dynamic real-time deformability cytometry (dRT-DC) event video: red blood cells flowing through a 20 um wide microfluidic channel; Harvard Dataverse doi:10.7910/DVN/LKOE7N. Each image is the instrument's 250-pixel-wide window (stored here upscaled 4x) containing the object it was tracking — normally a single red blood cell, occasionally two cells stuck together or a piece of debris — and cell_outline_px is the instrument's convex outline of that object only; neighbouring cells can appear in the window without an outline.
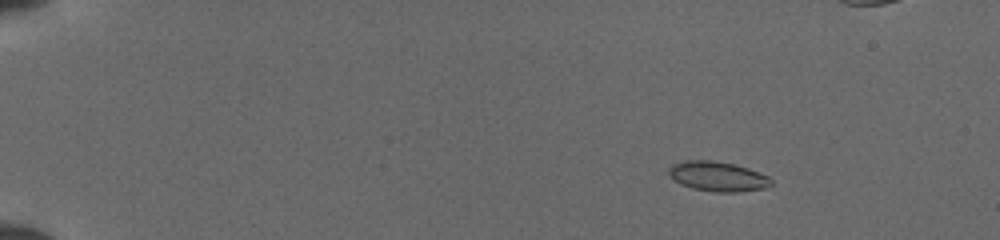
{"species": "common noctule bat (a hibernating species)", "species_latin": "Nyctalus noctula", "temperature_condition": "cold", "stored_images_in_passage": 52, "camera_frame_rate_fps": 3000, "um_per_image_px": 0.085, "animal": {"sex": "female", "body_mass_g": 19.5, "forearm_length_mm": 54.1}, "frame": {"image": 1, "passage_image": 8, "time_ms": 2.333, "image_size_px": [1000, 240], "cell_outline_px": [[772, 184], [764, 188], [736, 192], [716, 192], [692, 188], [680, 184], [668, 176], [668, 168], [672, 164], [684, 160], [712, 160], [736, 164], [748, 168], [768, 176], [772, 180]], "centroid_in_image_um": [60.97, 14.98], "position_along_channel_um": 24.0, "area_um2": 17.92}}
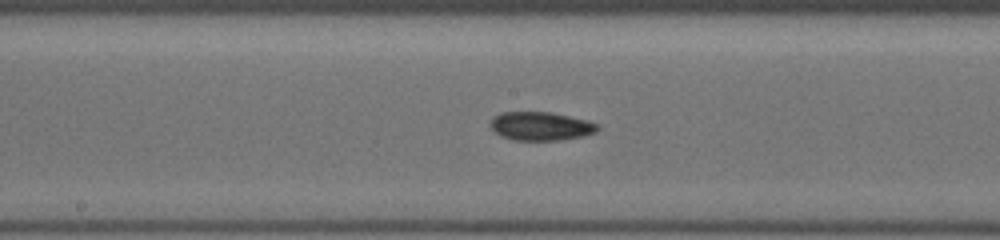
{"frame": {"image": 2, "passage_image": 29, "time_ms": 9.333, "image_size_px": [1000, 240], "cell_outline_px": [[600, 128], [596, 132], [584, 136], [560, 140], [512, 140], [500, 136], [488, 128], [488, 124], [492, 116], [500, 112], [552, 112], [588, 120], [600, 124]], "centroid_in_image_um": [45.93, 10.72], "position_along_channel_um": 202.3, "area_um2": 18.38}}
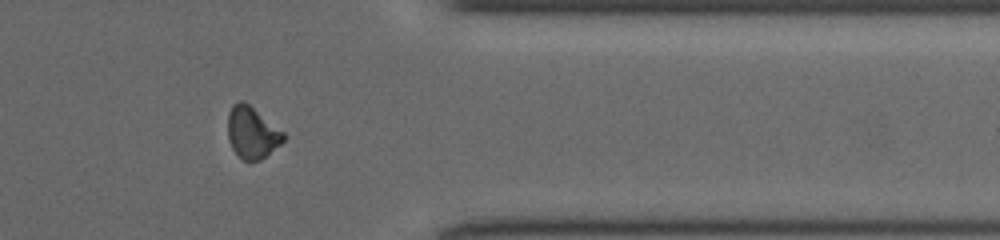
{"frame": {"image": 3, "passage_image": 43, "time_ms": 14.0, "image_size_px": [1000, 240], "cell_outline_px": [[284, 140], [280, 144], [260, 160], [244, 160], [232, 148], [228, 140], [228, 112], [232, 104], [240, 100], [248, 104], [284, 132]], "centroid_in_image_um": [21.4, 11.25], "position_along_channel_um": 390.0, "area_um2": 16.47}}